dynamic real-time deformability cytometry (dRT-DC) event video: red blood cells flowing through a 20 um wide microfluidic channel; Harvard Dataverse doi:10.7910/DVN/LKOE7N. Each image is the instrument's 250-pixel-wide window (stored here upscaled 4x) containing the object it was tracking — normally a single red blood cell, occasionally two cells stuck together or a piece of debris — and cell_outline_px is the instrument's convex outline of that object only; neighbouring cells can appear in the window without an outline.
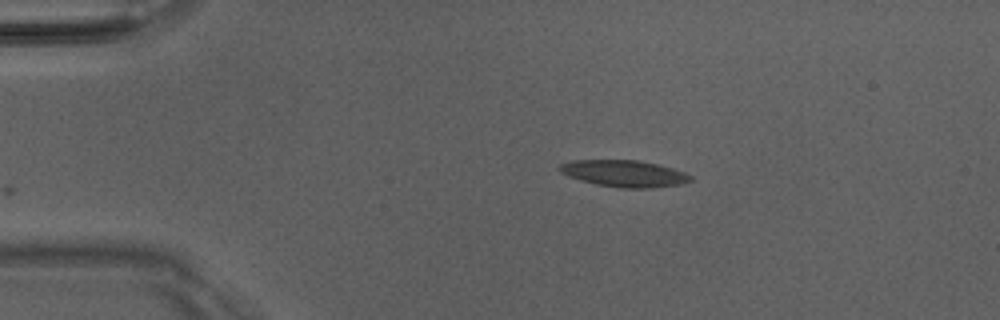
{"species": "Egyptian fruit bat (a non-hibernating species)", "species_latin": "Rousettus aegyptiacus", "temperature_condition": "room temperature", "stored_images_in_passage": 31, "camera_frame_rate_fps": 3000, "um_per_image_px": 0.085, "animal": {"sex": "male"}, "frame": {"image": 1, "passage_image": 1, "time_ms": 0.0, "image_size_px": [1000, 320], "cell_outline_px": [[696, 180], [684, 184], [652, 188], [620, 188], [596, 184], [580, 180], [568, 176], [560, 172], [560, 164], [572, 160], [636, 160], [656, 164], [672, 168], [684, 172], [692, 176]], "centroid_in_image_um": [53.11, 14.76], "position_along_channel_um": 31.9, "area_um2": 20.46}}
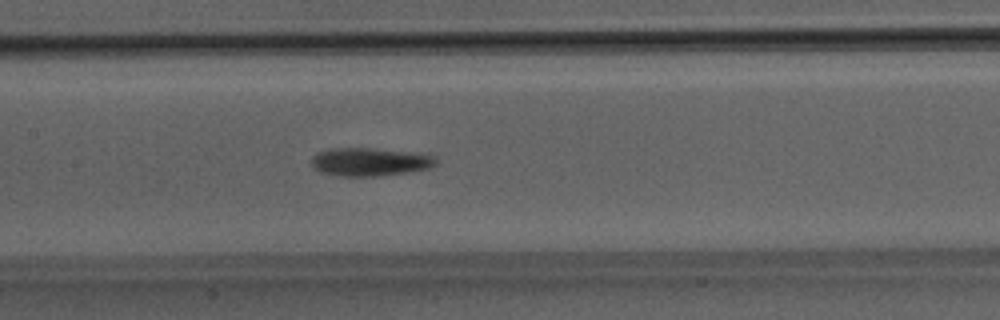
{"frame": {"image": 2, "passage_image": 16, "time_ms": 5.0, "image_size_px": [1000, 320], "cell_outline_px": [[436, 164], [428, 168], [408, 172], [380, 176], [340, 176], [320, 172], [312, 168], [312, 156], [320, 152], [332, 148], [368, 148], [408, 152], [436, 156]], "centroid_in_image_um": [31.4, 13.77], "position_along_channel_um": 176.0, "area_um2": 20.29}}
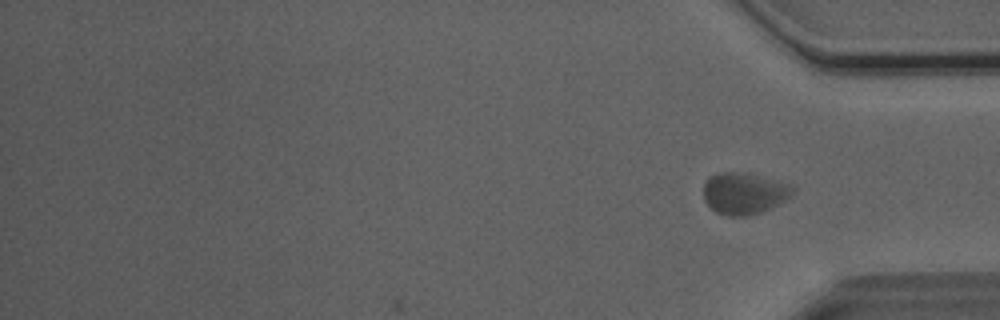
{"frame": {"image": 3, "passage_image": 31, "time_ms": 10.0, "image_size_px": [1000, 320], "cell_outline_px": [[796, 188], [792, 196], [772, 208], [748, 216], [728, 216], [716, 212], [704, 200], [704, 184], [708, 176], [720, 172], [748, 172], [792, 184]], "centroid_in_image_um": [63.29, 16.41], "position_along_channel_um": 371.9, "area_um2": 22.08}, "authors_computed_cell_mechanics": {"area_um2": 20.1722, "velocity_mm_per_s": 3.9617, "shape_relaxation_time_tau1_ms": 5.4529, "shape_relaxation_time_tau2_ms": null, "deformation_change_tau1": 0.1604, "deformation_change_tau2": null}}